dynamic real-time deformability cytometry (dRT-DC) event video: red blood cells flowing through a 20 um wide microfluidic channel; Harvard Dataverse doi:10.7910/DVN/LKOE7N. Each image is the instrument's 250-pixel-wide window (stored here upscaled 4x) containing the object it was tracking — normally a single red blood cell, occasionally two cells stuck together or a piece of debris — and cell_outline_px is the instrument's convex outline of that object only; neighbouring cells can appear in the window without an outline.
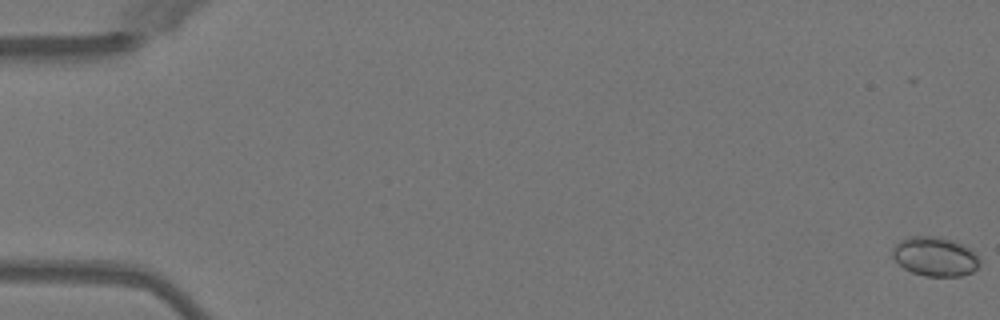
{"species": "Egyptian fruit bat (a non-hibernating species)", "species_latin": "Rousettus aegyptiacus", "temperature_condition": "warm", "stored_images_in_passage": 17, "camera_frame_rate_fps": 3000, "um_per_image_px": 0.085, "animal": {"sex": "female"}, "frame": {"image": 1, "passage_image": 1, "time_ms": 0.0, "image_size_px": [1000, 320], "cell_outline_px": [[980, 264], [972, 272], [960, 276], [924, 276], [912, 272], [904, 268], [892, 256], [892, 248], [900, 240], [908, 236], [940, 236], [956, 240], [972, 248], [976, 252], [980, 260]], "centroid_in_image_um": [79.51, 21.78], "position_along_channel_um": 5.5, "area_um2": 20.35}}
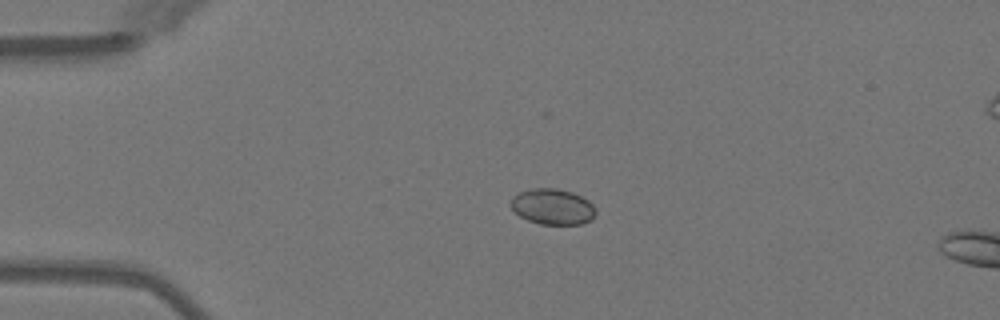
{"frame": {"image": 2, "passage_image": 13, "time_ms": 4.0, "image_size_px": [1000, 320], "cell_outline_px": [[596, 212], [592, 220], [580, 224], [540, 224], [528, 220], [520, 216], [508, 204], [512, 196], [520, 192], [536, 188], [556, 188], [572, 192], [588, 200], [596, 208]], "centroid_in_image_um": [46.97, 17.57], "position_along_channel_um": 38.0, "area_um2": 17.74}}